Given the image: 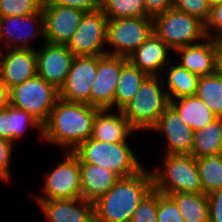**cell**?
<instances>
[{"label": "cell", "instance_id": "cell-1", "mask_svg": "<svg viewBox=\"0 0 222 222\" xmlns=\"http://www.w3.org/2000/svg\"><path fill=\"white\" fill-rule=\"evenodd\" d=\"M100 108L87 103L58 99L43 125L42 142L72 152L91 138L96 113Z\"/></svg>", "mask_w": 222, "mask_h": 222}, {"label": "cell", "instance_id": "cell-2", "mask_svg": "<svg viewBox=\"0 0 222 222\" xmlns=\"http://www.w3.org/2000/svg\"><path fill=\"white\" fill-rule=\"evenodd\" d=\"M120 177L112 189L94 202V222H130L139 204L154 190L151 171Z\"/></svg>", "mask_w": 222, "mask_h": 222}, {"label": "cell", "instance_id": "cell-3", "mask_svg": "<svg viewBox=\"0 0 222 222\" xmlns=\"http://www.w3.org/2000/svg\"><path fill=\"white\" fill-rule=\"evenodd\" d=\"M164 86L161 76H147L135 96L121 109L136 132L150 131L169 106Z\"/></svg>", "mask_w": 222, "mask_h": 222}, {"label": "cell", "instance_id": "cell-4", "mask_svg": "<svg viewBox=\"0 0 222 222\" xmlns=\"http://www.w3.org/2000/svg\"><path fill=\"white\" fill-rule=\"evenodd\" d=\"M163 156L161 166L150 169L156 191L165 195L203 193L194 156L191 154H164Z\"/></svg>", "mask_w": 222, "mask_h": 222}, {"label": "cell", "instance_id": "cell-5", "mask_svg": "<svg viewBox=\"0 0 222 222\" xmlns=\"http://www.w3.org/2000/svg\"><path fill=\"white\" fill-rule=\"evenodd\" d=\"M128 143H108L89 138L72 152L79 158V163L105 167L119 177H126L138 173L144 167Z\"/></svg>", "mask_w": 222, "mask_h": 222}, {"label": "cell", "instance_id": "cell-6", "mask_svg": "<svg viewBox=\"0 0 222 222\" xmlns=\"http://www.w3.org/2000/svg\"><path fill=\"white\" fill-rule=\"evenodd\" d=\"M59 99V90L38 74L8 91V103L29 112L44 125Z\"/></svg>", "mask_w": 222, "mask_h": 222}, {"label": "cell", "instance_id": "cell-7", "mask_svg": "<svg viewBox=\"0 0 222 222\" xmlns=\"http://www.w3.org/2000/svg\"><path fill=\"white\" fill-rule=\"evenodd\" d=\"M154 32L173 51L206 38L205 24L175 8L153 18Z\"/></svg>", "mask_w": 222, "mask_h": 222}, {"label": "cell", "instance_id": "cell-8", "mask_svg": "<svg viewBox=\"0 0 222 222\" xmlns=\"http://www.w3.org/2000/svg\"><path fill=\"white\" fill-rule=\"evenodd\" d=\"M153 32L152 17L108 19L107 54L128 58Z\"/></svg>", "mask_w": 222, "mask_h": 222}, {"label": "cell", "instance_id": "cell-9", "mask_svg": "<svg viewBox=\"0 0 222 222\" xmlns=\"http://www.w3.org/2000/svg\"><path fill=\"white\" fill-rule=\"evenodd\" d=\"M64 157L50 172L45 173L42 194L34 200H65L81 198V170L79 158L65 151Z\"/></svg>", "mask_w": 222, "mask_h": 222}, {"label": "cell", "instance_id": "cell-10", "mask_svg": "<svg viewBox=\"0 0 222 222\" xmlns=\"http://www.w3.org/2000/svg\"><path fill=\"white\" fill-rule=\"evenodd\" d=\"M107 23L108 18L100 8L85 12L66 46L74 56L107 54Z\"/></svg>", "mask_w": 222, "mask_h": 222}, {"label": "cell", "instance_id": "cell-11", "mask_svg": "<svg viewBox=\"0 0 222 222\" xmlns=\"http://www.w3.org/2000/svg\"><path fill=\"white\" fill-rule=\"evenodd\" d=\"M0 32L1 50L15 48L35 49L29 42L31 43L32 40L34 42L38 36L42 37L43 42H45L43 10L41 9L39 12L27 16L2 17Z\"/></svg>", "mask_w": 222, "mask_h": 222}, {"label": "cell", "instance_id": "cell-12", "mask_svg": "<svg viewBox=\"0 0 222 222\" xmlns=\"http://www.w3.org/2000/svg\"><path fill=\"white\" fill-rule=\"evenodd\" d=\"M98 68V55L75 56L64 85L59 90V98L68 102L87 103Z\"/></svg>", "mask_w": 222, "mask_h": 222}, {"label": "cell", "instance_id": "cell-13", "mask_svg": "<svg viewBox=\"0 0 222 222\" xmlns=\"http://www.w3.org/2000/svg\"><path fill=\"white\" fill-rule=\"evenodd\" d=\"M128 58L114 55H98V68L90 94V105L100 109H114V94L122 67Z\"/></svg>", "mask_w": 222, "mask_h": 222}, {"label": "cell", "instance_id": "cell-14", "mask_svg": "<svg viewBox=\"0 0 222 222\" xmlns=\"http://www.w3.org/2000/svg\"><path fill=\"white\" fill-rule=\"evenodd\" d=\"M74 55L66 45L46 41L36 48L37 74L60 90L70 70Z\"/></svg>", "mask_w": 222, "mask_h": 222}, {"label": "cell", "instance_id": "cell-15", "mask_svg": "<svg viewBox=\"0 0 222 222\" xmlns=\"http://www.w3.org/2000/svg\"><path fill=\"white\" fill-rule=\"evenodd\" d=\"M44 40L51 44L67 45L79 27L84 11L57 4H43Z\"/></svg>", "mask_w": 222, "mask_h": 222}, {"label": "cell", "instance_id": "cell-16", "mask_svg": "<svg viewBox=\"0 0 222 222\" xmlns=\"http://www.w3.org/2000/svg\"><path fill=\"white\" fill-rule=\"evenodd\" d=\"M37 74L36 49L0 51V80L7 91Z\"/></svg>", "mask_w": 222, "mask_h": 222}, {"label": "cell", "instance_id": "cell-17", "mask_svg": "<svg viewBox=\"0 0 222 222\" xmlns=\"http://www.w3.org/2000/svg\"><path fill=\"white\" fill-rule=\"evenodd\" d=\"M163 134L164 154H191L194 131L187 126L179 114L169 105L150 132Z\"/></svg>", "mask_w": 222, "mask_h": 222}, {"label": "cell", "instance_id": "cell-18", "mask_svg": "<svg viewBox=\"0 0 222 222\" xmlns=\"http://www.w3.org/2000/svg\"><path fill=\"white\" fill-rule=\"evenodd\" d=\"M35 201L48 222H94V204L82 198Z\"/></svg>", "mask_w": 222, "mask_h": 222}, {"label": "cell", "instance_id": "cell-19", "mask_svg": "<svg viewBox=\"0 0 222 222\" xmlns=\"http://www.w3.org/2000/svg\"><path fill=\"white\" fill-rule=\"evenodd\" d=\"M173 50L153 32L128 60L148 76H162Z\"/></svg>", "mask_w": 222, "mask_h": 222}, {"label": "cell", "instance_id": "cell-20", "mask_svg": "<svg viewBox=\"0 0 222 222\" xmlns=\"http://www.w3.org/2000/svg\"><path fill=\"white\" fill-rule=\"evenodd\" d=\"M174 54L181 58L178 64L198 76L216 73V42L206 37L202 41L176 49Z\"/></svg>", "mask_w": 222, "mask_h": 222}, {"label": "cell", "instance_id": "cell-21", "mask_svg": "<svg viewBox=\"0 0 222 222\" xmlns=\"http://www.w3.org/2000/svg\"><path fill=\"white\" fill-rule=\"evenodd\" d=\"M99 109L93 125L91 138L108 143L129 142L132 134H137L130 126L121 110Z\"/></svg>", "mask_w": 222, "mask_h": 222}, {"label": "cell", "instance_id": "cell-22", "mask_svg": "<svg viewBox=\"0 0 222 222\" xmlns=\"http://www.w3.org/2000/svg\"><path fill=\"white\" fill-rule=\"evenodd\" d=\"M81 170V198L96 202L108 193L120 178L114 171L105 167L80 163Z\"/></svg>", "mask_w": 222, "mask_h": 222}, {"label": "cell", "instance_id": "cell-23", "mask_svg": "<svg viewBox=\"0 0 222 222\" xmlns=\"http://www.w3.org/2000/svg\"><path fill=\"white\" fill-rule=\"evenodd\" d=\"M169 105L194 132L218 118L197 95L169 100Z\"/></svg>", "mask_w": 222, "mask_h": 222}, {"label": "cell", "instance_id": "cell-24", "mask_svg": "<svg viewBox=\"0 0 222 222\" xmlns=\"http://www.w3.org/2000/svg\"><path fill=\"white\" fill-rule=\"evenodd\" d=\"M163 72L166 80L165 77L162 76V78L164 84H166L164 87L167 88L165 90L169 100L196 95L200 76L172 61L164 68Z\"/></svg>", "mask_w": 222, "mask_h": 222}, {"label": "cell", "instance_id": "cell-25", "mask_svg": "<svg viewBox=\"0 0 222 222\" xmlns=\"http://www.w3.org/2000/svg\"><path fill=\"white\" fill-rule=\"evenodd\" d=\"M222 154V118L215 119L193 134L191 155L196 159Z\"/></svg>", "mask_w": 222, "mask_h": 222}, {"label": "cell", "instance_id": "cell-26", "mask_svg": "<svg viewBox=\"0 0 222 222\" xmlns=\"http://www.w3.org/2000/svg\"><path fill=\"white\" fill-rule=\"evenodd\" d=\"M177 204L184 222H209V199L204 193L169 195Z\"/></svg>", "mask_w": 222, "mask_h": 222}, {"label": "cell", "instance_id": "cell-27", "mask_svg": "<svg viewBox=\"0 0 222 222\" xmlns=\"http://www.w3.org/2000/svg\"><path fill=\"white\" fill-rule=\"evenodd\" d=\"M147 76L130 61L122 67L114 94L115 110H121L135 96Z\"/></svg>", "mask_w": 222, "mask_h": 222}, {"label": "cell", "instance_id": "cell-28", "mask_svg": "<svg viewBox=\"0 0 222 222\" xmlns=\"http://www.w3.org/2000/svg\"><path fill=\"white\" fill-rule=\"evenodd\" d=\"M196 95L218 118H222V75L216 72L200 76Z\"/></svg>", "mask_w": 222, "mask_h": 222}, {"label": "cell", "instance_id": "cell-29", "mask_svg": "<svg viewBox=\"0 0 222 222\" xmlns=\"http://www.w3.org/2000/svg\"><path fill=\"white\" fill-rule=\"evenodd\" d=\"M204 194H210L222 188V154L196 159Z\"/></svg>", "mask_w": 222, "mask_h": 222}, {"label": "cell", "instance_id": "cell-30", "mask_svg": "<svg viewBox=\"0 0 222 222\" xmlns=\"http://www.w3.org/2000/svg\"><path fill=\"white\" fill-rule=\"evenodd\" d=\"M100 9L108 19L149 17L144 0H100Z\"/></svg>", "mask_w": 222, "mask_h": 222}, {"label": "cell", "instance_id": "cell-31", "mask_svg": "<svg viewBox=\"0 0 222 222\" xmlns=\"http://www.w3.org/2000/svg\"><path fill=\"white\" fill-rule=\"evenodd\" d=\"M11 124L13 131V143L17 144L27 131V128L38 130L40 141L43 136V125L29 112L11 105Z\"/></svg>", "mask_w": 222, "mask_h": 222}, {"label": "cell", "instance_id": "cell-32", "mask_svg": "<svg viewBox=\"0 0 222 222\" xmlns=\"http://www.w3.org/2000/svg\"><path fill=\"white\" fill-rule=\"evenodd\" d=\"M44 0H0V16H27L39 12Z\"/></svg>", "mask_w": 222, "mask_h": 222}, {"label": "cell", "instance_id": "cell-33", "mask_svg": "<svg viewBox=\"0 0 222 222\" xmlns=\"http://www.w3.org/2000/svg\"><path fill=\"white\" fill-rule=\"evenodd\" d=\"M173 8L198 18L204 24L210 18L211 5L207 0H173Z\"/></svg>", "mask_w": 222, "mask_h": 222}, {"label": "cell", "instance_id": "cell-34", "mask_svg": "<svg viewBox=\"0 0 222 222\" xmlns=\"http://www.w3.org/2000/svg\"><path fill=\"white\" fill-rule=\"evenodd\" d=\"M158 191L155 189L139 204L130 222H158Z\"/></svg>", "mask_w": 222, "mask_h": 222}, {"label": "cell", "instance_id": "cell-35", "mask_svg": "<svg viewBox=\"0 0 222 222\" xmlns=\"http://www.w3.org/2000/svg\"><path fill=\"white\" fill-rule=\"evenodd\" d=\"M158 222H184L177 204L169 196L158 192Z\"/></svg>", "mask_w": 222, "mask_h": 222}, {"label": "cell", "instance_id": "cell-36", "mask_svg": "<svg viewBox=\"0 0 222 222\" xmlns=\"http://www.w3.org/2000/svg\"><path fill=\"white\" fill-rule=\"evenodd\" d=\"M13 142L0 138V181L5 183L11 181L12 156L14 153Z\"/></svg>", "mask_w": 222, "mask_h": 222}, {"label": "cell", "instance_id": "cell-37", "mask_svg": "<svg viewBox=\"0 0 222 222\" xmlns=\"http://www.w3.org/2000/svg\"><path fill=\"white\" fill-rule=\"evenodd\" d=\"M207 37L217 39L222 37V1L211 6L208 22L205 24Z\"/></svg>", "mask_w": 222, "mask_h": 222}, {"label": "cell", "instance_id": "cell-38", "mask_svg": "<svg viewBox=\"0 0 222 222\" xmlns=\"http://www.w3.org/2000/svg\"><path fill=\"white\" fill-rule=\"evenodd\" d=\"M43 4H57L84 12H92L100 8V0H44Z\"/></svg>", "mask_w": 222, "mask_h": 222}, {"label": "cell", "instance_id": "cell-39", "mask_svg": "<svg viewBox=\"0 0 222 222\" xmlns=\"http://www.w3.org/2000/svg\"><path fill=\"white\" fill-rule=\"evenodd\" d=\"M209 222H222V188L208 194Z\"/></svg>", "mask_w": 222, "mask_h": 222}, {"label": "cell", "instance_id": "cell-40", "mask_svg": "<svg viewBox=\"0 0 222 222\" xmlns=\"http://www.w3.org/2000/svg\"><path fill=\"white\" fill-rule=\"evenodd\" d=\"M0 138L13 142V131L11 124V104L0 108Z\"/></svg>", "mask_w": 222, "mask_h": 222}, {"label": "cell", "instance_id": "cell-41", "mask_svg": "<svg viewBox=\"0 0 222 222\" xmlns=\"http://www.w3.org/2000/svg\"><path fill=\"white\" fill-rule=\"evenodd\" d=\"M144 3L146 14L152 18L173 8V0H144Z\"/></svg>", "mask_w": 222, "mask_h": 222}, {"label": "cell", "instance_id": "cell-42", "mask_svg": "<svg viewBox=\"0 0 222 222\" xmlns=\"http://www.w3.org/2000/svg\"><path fill=\"white\" fill-rule=\"evenodd\" d=\"M216 42V72L222 75V37L215 39Z\"/></svg>", "mask_w": 222, "mask_h": 222}, {"label": "cell", "instance_id": "cell-43", "mask_svg": "<svg viewBox=\"0 0 222 222\" xmlns=\"http://www.w3.org/2000/svg\"><path fill=\"white\" fill-rule=\"evenodd\" d=\"M8 103V91L0 80V108H3Z\"/></svg>", "mask_w": 222, "mask_h": 222}, {"label": "cell", "instance_id": "cell-44", "mask_svg": "<svg viewBox=\"0 0 222 222\" xmlns=\"http://www.w3.org/2000/svg\"><path fill=\"white\" fill-rule=\"evenodd\" d=\"M207 1L212 6L214 4L220 3L222 0H207Z\"/></svg>", "mask_w": 222, "mask_h": 222}, {"label": "cell", "instance_id": "cell-45", "mask_svg": "<svg viewBox=\"0 0 222 222\" xmlns=\"http://www.w3.org/2000/svg\"><path fill=\"white\" fill-rule=\"evenodd\" d=\"M1 16H0V24H1ZM0 50H1V32H0Z\"/></svg>", "mask_w": 222, "mask_h": 222}]
</instances>
